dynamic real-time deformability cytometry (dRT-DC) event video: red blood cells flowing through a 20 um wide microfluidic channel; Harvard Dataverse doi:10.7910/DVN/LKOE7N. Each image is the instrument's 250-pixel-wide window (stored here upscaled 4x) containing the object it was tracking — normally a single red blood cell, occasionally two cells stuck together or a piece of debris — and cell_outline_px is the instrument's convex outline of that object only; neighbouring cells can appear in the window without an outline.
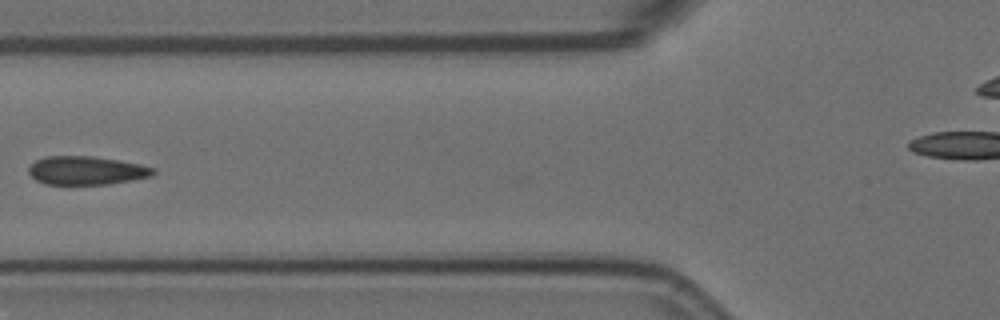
{"species": "Egyptian fruit bat (a non-hibernating species)", "species_latin": "Rousettus aegyptiacus", "temperature_condition": "room temperature", "stored_images_in_passage": 8, "segment_of_instrument_passage": [1, 2], "camera_frame_rate_fps": 3000, "um_per_image_px": 0.085, "animal": {"sex": "female"}, "frame": {"image": 1, "passage_image": 6, "time_ms": 1.667, "image_size_px": [1000, 320], "cell_outline_px": [[156, 172], [152, 176], [132, 180], [108, 184], [44, 184], [36, 180], [28, 172], [28, 168], [36, 160], [44, 156], [92, 156], [120, 160], [140, 164], [156, 168]], "centroid_in_image_um": [7.36, 14.48], "position_along_channel_um": 118.4, "area_um2": 20.81}}
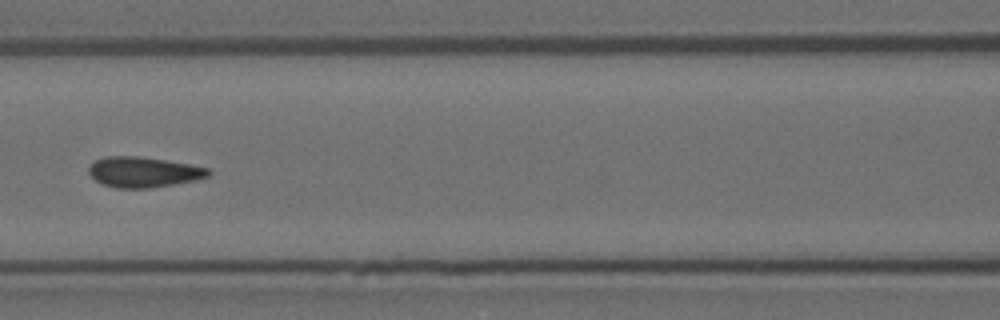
{"frame": {"image": 2, "passage_image": 7, "time_ms": 2.0, "image_size_px": [1000, 320], "cell_outline_px": [[212, 172], [208, 176], [196, 180], [148, 188], [116, 188], [104, 184], [96, 180], [88, 172], [88, 168], [96, 160], [104, 156], [136, 156], [164, 160], [188, 164], [208, 168]], "centroid_in_image_um": [12.19, 14.62], "position_along_channel_um": 154.4, "area_um2": 20.92}}